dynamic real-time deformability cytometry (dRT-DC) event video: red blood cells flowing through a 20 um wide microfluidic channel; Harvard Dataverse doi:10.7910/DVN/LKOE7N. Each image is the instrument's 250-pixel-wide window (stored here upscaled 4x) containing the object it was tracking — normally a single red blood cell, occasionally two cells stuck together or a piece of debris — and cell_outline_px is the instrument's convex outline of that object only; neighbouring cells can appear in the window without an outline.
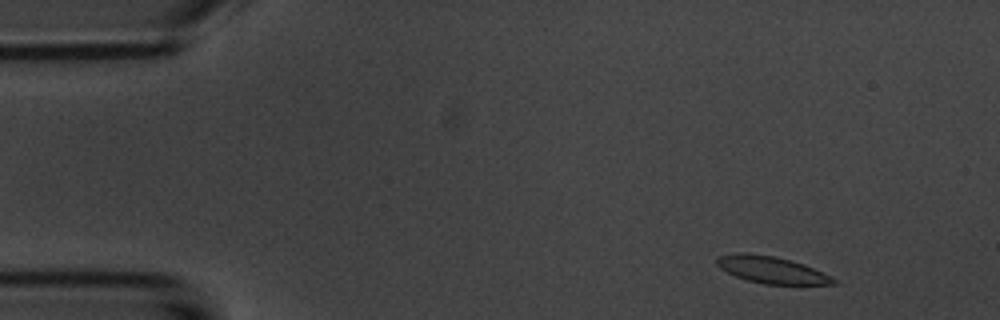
{"species": "common noctule bat (a hibernating species)", "species_latin": "Nyctalus noctula", "temperature_condition": "room temperature", "stored_images_in_passage": 3, "camera_frame_rate_fps": 3000, "um_per_image_px": 0.085, "animal": {"sex": "male", "body_mass_g": 20.1, "forearm_length_mm": 53.5}, "frame": {"image": 1, "passage_image": 1, "time_ms": 0.0, "image_size_px": [1000, 320], "cell_outline_px": [[836, 284], [764, 284], [748, 280], [736, 276], [720, 268], [716, 264], [716, 256], [740, 252], [748, 252], [772, 256], [804, 264], [836, 280]], "centroid_in_image_um": [65.5, 22.92], "position_along_channel_um": 19.5, "area_um2": 17.92}}
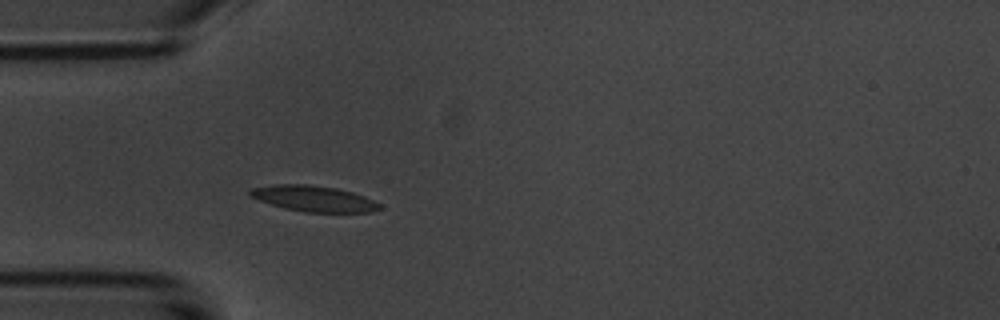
{"frame": {"image": 2, "passage_image": 3, "time_ms": 3.333, "image_size_px": [1000, 320], "cell_outline_px": [[384, 208], [372, 212], [304, 212], [284, 208], [248, 196], [248, 192], [252, 188], [272, 184], [308, 184], [336, 188], [352, 192], [364, 196], [380, 204]], "centroid_in_image_um": [26.67, 16.88], "position_along_channel_um": 58.3, "area_um2": 19.54}}